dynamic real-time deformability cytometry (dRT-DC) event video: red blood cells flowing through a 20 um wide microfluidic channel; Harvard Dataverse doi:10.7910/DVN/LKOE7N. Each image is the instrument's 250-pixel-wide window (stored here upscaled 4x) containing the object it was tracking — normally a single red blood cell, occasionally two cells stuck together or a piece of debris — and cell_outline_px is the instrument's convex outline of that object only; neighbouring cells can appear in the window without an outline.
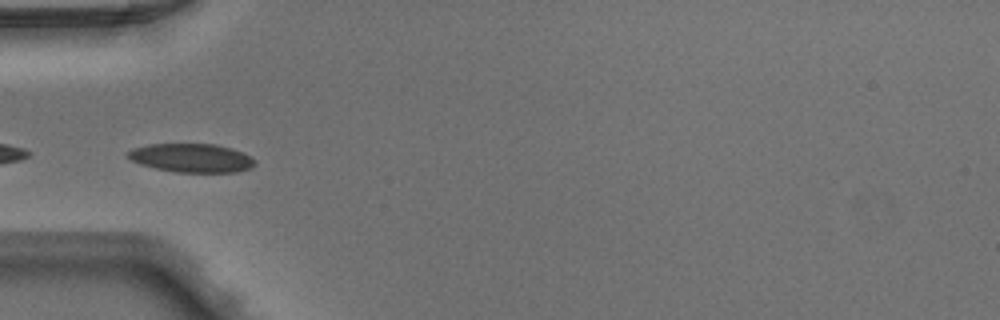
{"species": "Egyptian fruit bat (a non-hibernating species)", "species_latin": "Rousettus aegyptiacus", "temperature_condition": "warm", "stored_images_in_passage": 20, "camera_frame_rate_fps": 3000, "um_per_image_px": 0.085, "animal": {"sex": "male"}, "frame": {"image": 1, "passage_image": 9, "time_ms": 2.667, "image_size_px": [1000, 320], "cell_outline_px": [[256, 164], [252, 168], [236, 172], [176, 172], [156, 168], [140, 164], [132, 160], [128, 156], [128, 152], [132, 148], [148, 144], [216, 144], [232, 148], [256, 160]], "centroid_in_image_um": [16.3, 13.42], "position_along_channel_um": 68.7, "area_um2": 21.15}}
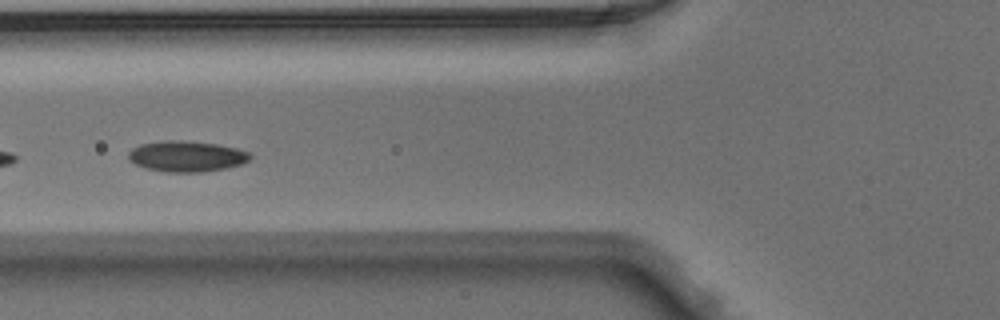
{"frame": {"image": 2, "passage_image": 12, "time_ms": 3.667, "image_size_px": [1000, 320], "cell_outline_px": [[252, 156], [244, 164], [224, 168], [200, 172], [168, 172], [144, 168], [128, 160], [128, 152], [132, 148], [140, 144], [164, 140], [180, 140], [216, 144], [236, 148], [248, 152]], "centroid_in_image_um": [15.83, 13.28], "position_along_channel_um": 110.0, "area_um2": 21.85}}
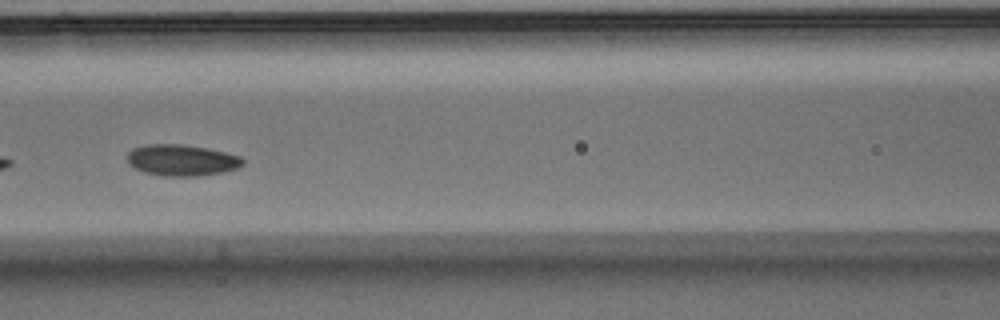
{"frame": {"image": 3, "passage_image": 15, "time_ms": 4.667, "image_size_px": [1000, 320], "cell_outline_px": [[244, 164], [240, 168], [224, 172], [200, 176], [164, 176], [144, 172], [128, 164], [128, 152], [132, 148], [144, 144], [180, 144], [204, 148], [224, 152], [240, 156], [244, 160]], "centroid_in_image_um": [15.46, 13.62], "position_along_channel_um": 151.1, "area_um2": 21.15}}